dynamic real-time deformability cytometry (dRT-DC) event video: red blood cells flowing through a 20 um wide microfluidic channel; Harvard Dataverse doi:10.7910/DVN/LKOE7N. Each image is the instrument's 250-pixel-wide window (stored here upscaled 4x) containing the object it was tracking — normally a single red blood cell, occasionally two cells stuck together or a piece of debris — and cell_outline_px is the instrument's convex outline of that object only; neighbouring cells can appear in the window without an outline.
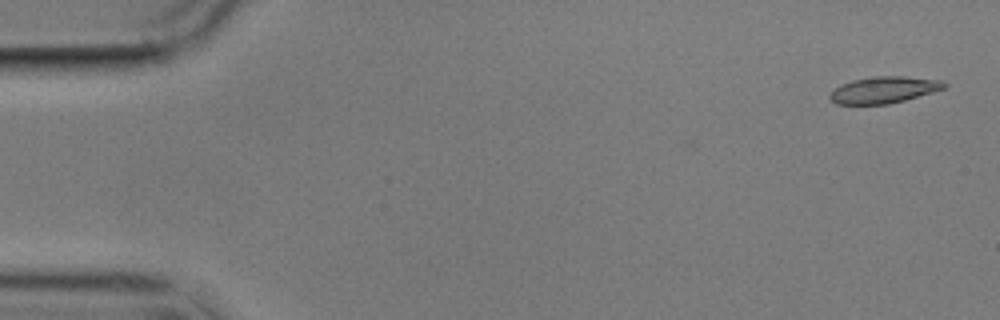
{"species": "common noctule bat (a hibernating species)", "species_latin": "Nyctalus noctula", "temperature_condition": "cold", "stored_images_in_passage": 5, "segment_of_instrument_passage": [1, 2], "camera_frame_rate_fps": 3000, "um_per_image_px": 0.085, "animal": {"sex": "male", "body_mass_g": 17.9}, "frame": {"image": 1, "passage_image": 1, "time_ms": 0.0, "image_size_px": [1000, 320], "cell_outline_px": [[948, 84], [944, 88], [932, 92], [904, 100], [888, 104], [836, 104], [828, 96], [836, 88], [852, 80], [876, 76], [904, 76], [944, 80]], "centroid_in_image_um": [75.17, 7.63], "position_along_channel_um": 9.8, "area_um2": 17.51}}